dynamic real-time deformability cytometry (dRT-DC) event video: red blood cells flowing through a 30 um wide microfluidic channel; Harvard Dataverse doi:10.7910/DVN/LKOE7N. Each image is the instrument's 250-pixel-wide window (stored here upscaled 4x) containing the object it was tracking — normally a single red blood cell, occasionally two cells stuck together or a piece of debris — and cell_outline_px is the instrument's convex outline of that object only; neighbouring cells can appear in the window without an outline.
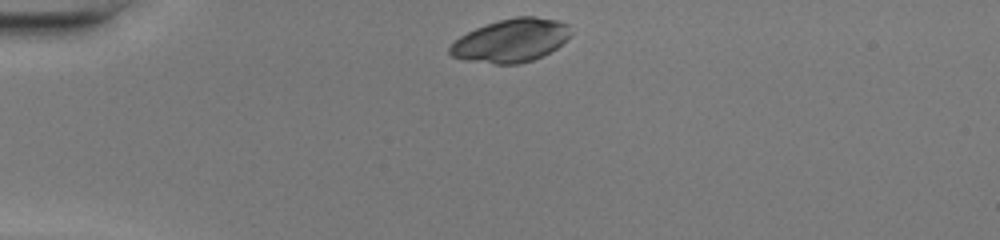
{"species": "common noctule bat (a hibernating species)", "species_latin": "Nyctalus noctula", "temperature_condition": "warm", "stored_images_in_passage": 37, "camera_frame_rate_fps": 3000, "um_per_image_px": 0.085, "animal": {"sex": "female", "body_mass_g": 20.0, "forearm_length_mm": 54.0}, "frame": {"image": 1, "passage_image": 1, "time_ms": 0.0, "image_size_px": [1000, 240], "cell_outline_px": [[572, 32], [556, 48], [532, 60], [520, 64], [496, 64], [464, 60], [452, 56], [448, 52], [448, 48], [460, 36], [476, 28], [500, 20], [516, 16], [532, 16], [560, 20], [568, 24]], "centroid_in_image_um": [43.43, 3.44], "position_along_channel_um": 41.6, "area_um2": 30.23}}